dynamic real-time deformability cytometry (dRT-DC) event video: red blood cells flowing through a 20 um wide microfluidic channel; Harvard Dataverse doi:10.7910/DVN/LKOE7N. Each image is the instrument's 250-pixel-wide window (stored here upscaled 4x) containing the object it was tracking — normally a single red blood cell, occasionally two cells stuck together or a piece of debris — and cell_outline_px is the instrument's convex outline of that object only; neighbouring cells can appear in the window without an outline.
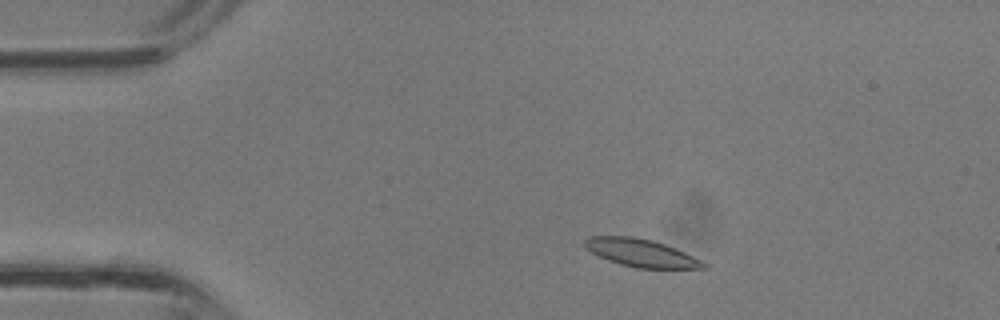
{"species": "common noctule bat (a hibernating species)", "species_latin": "Nyctalus noctula", "temperature_condition": "room temperature", "stored_images_in_passage": 34, "camera_frame_rate_fps": 3000, "um_per_image_px": 0.085, "animal": {"sex": "male", "body_mass_g": 13.3}, "frame": {"image": 1, "passage_image": 4, "time_ms": 1.0, "image_size_px": [1000, 320], "cell_outline_px": [[708, 268], [636, 268], [620, 264], [608, 260], [592, 252], [584, 244], [584, 240], [588, 236], [632, 236], [652, 240], [664, 244], [684, 252], [708, 264]], "centroid_in_image_um": [54.49, 21.49], "position_along_channel_um": 30.5, "area_um2": 18.96}}
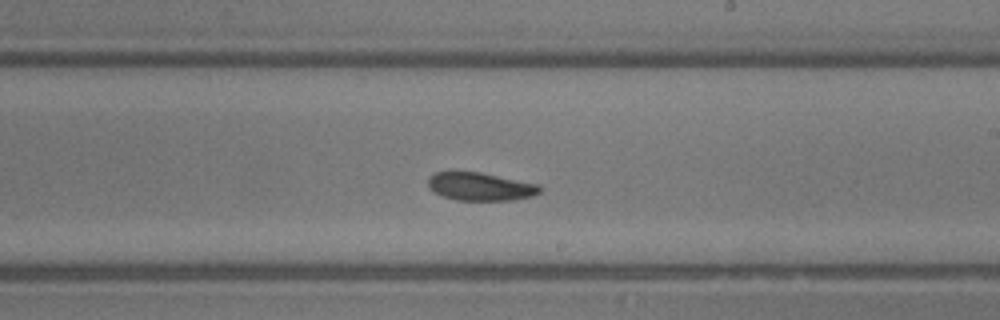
{"frame": {"image": 2, "passage_image": 19, "time_ms": 6.0, "image_size_px": [1000, 320], "cell_outline_px": [[544, 188], [540, 192], [532, 196], [512, 200], [456, 200], [432, 192], [428, 188], [428, 176], [436, 172], [480, 172], [540, 184]], "centroid_in_image_um": [40.84, 15.86], "position_along_channel_um": 248.2, "area_um2": 18.44}}
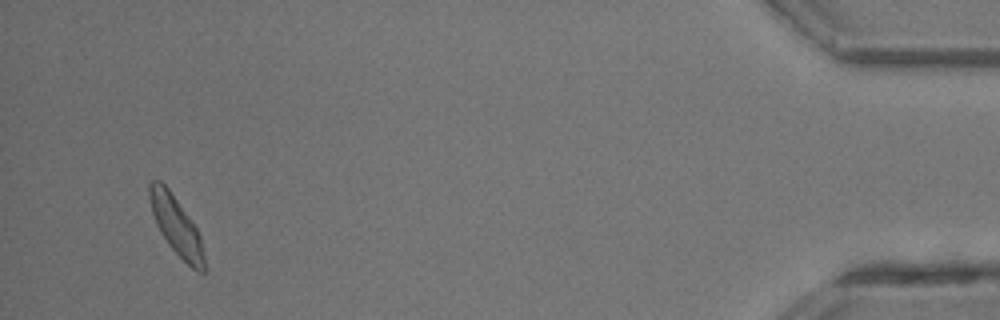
{"frame": {"image": 3, "passage_image": 33, "time_ms": 10.667, "image_size_px": [1000, 320], "cell_outline_px": [[204, 272], [196, 272], [168, 244], [160, 232], [156, 224], [152, 212], [148, 196], [148, 184], [152, 180], [160, 180], [168, 188], [188, 216], [196, 228], [200, 236], [204, 256]], "centroid_in_image_um": [14.95, 19.16], "position_along_channel_um": 420.3, "area_um2": 18.32}}